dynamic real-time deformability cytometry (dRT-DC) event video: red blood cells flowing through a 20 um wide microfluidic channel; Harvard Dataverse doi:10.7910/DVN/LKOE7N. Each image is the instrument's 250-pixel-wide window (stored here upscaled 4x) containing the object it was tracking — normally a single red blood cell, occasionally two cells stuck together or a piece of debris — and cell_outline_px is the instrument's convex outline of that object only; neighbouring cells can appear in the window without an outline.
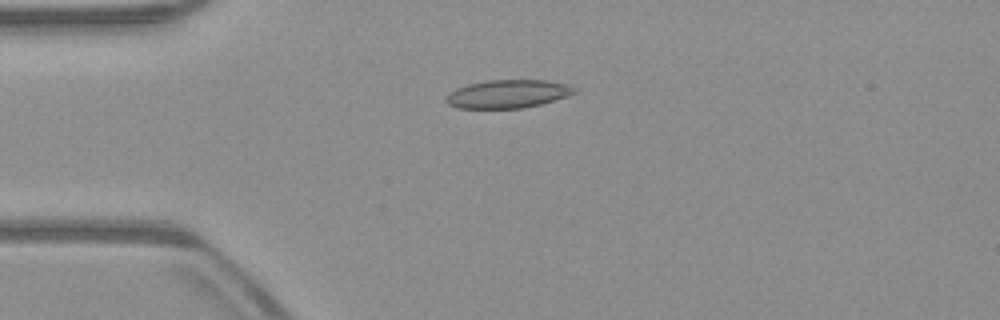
{"species": "common noctule bat (a hibernating species)", "species_latin": "Nyctalus noctula", "temperature_condition": "warm", "stored_images_in_passage": 40, "camera_frame_rate_fps": 3000, "um_per_image_px": 0.085, "animal": {"sex": "male", "body_mass_g": 23.1, "forearm_length_mm": 52.7}, "frame": {"image": 1, "passage_image": 1, "time_ms": 0.0, "image_size_px": [1000, 320], "cell_outline_px": [[576, 92], [540, 104], [524, 108], [456, 108], [448, 104], [444, 100], [456, 88], [468, 84], [488, 80], [544, 80], [568, 84]], "centroid_in_image_um": [43.11, 7.98], "position_along_channel_um": 41.9, "area_um2": 20.75}}
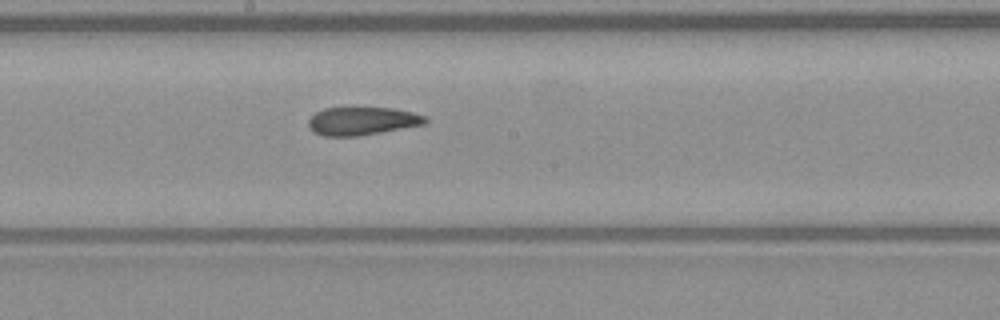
{"frame": {"image": 2, "passage_image": 16, "time_ms": 5.0, "image_size_px": [1000, 320], "cell_outline_px": [[428, 120], [424, 124], [380, 132], [356, 136], [324, 136], [312, 132], [308, 124], [308, 120], [316, 112], [324, 108], [392, 108], [412, 112], [428, 116]], "centroid_in_image_um": [30.77, 10.28], "position_along_channel_um": 217.4, "area_um2": 19.02}}
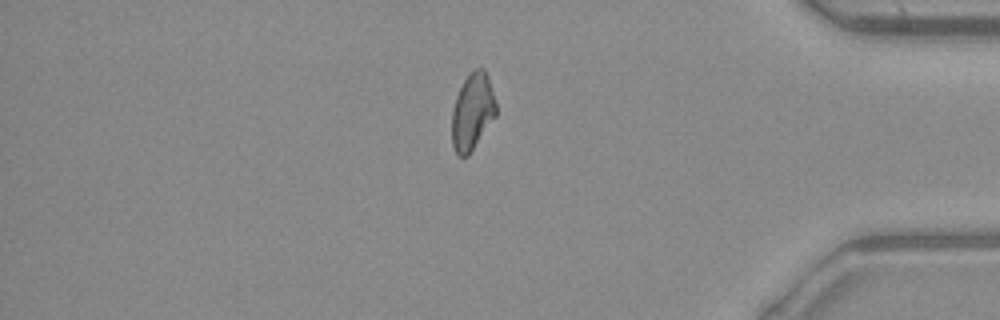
{"frame": {"image": 3, "passage_image": 32, "time_ms": 10.333, "image_size_px": [1000, 320], "cell_outline_px": [[496, 116], [468, 156], [456, 156], [452, 144], [452, 108], [456, 96], [464, 80], [476, 68], [484, 68], [488, 76], [496, 104]], "centroid_in_image_um": [40.15, 9.52], "position_along_channel_um": 395.1, "area_um2": 19.71}, "authors_computed_cell_mechanics": {"area_um2": 20.0855, "velocity_mm_per_s": 3.947, "shape_relaxation_time_tau1_ms": null, "shape_relaxation_time_tau2_ms": 2.1795, "deformation_change_tau1": null, "deformation_change_tau2": 0.0959}}